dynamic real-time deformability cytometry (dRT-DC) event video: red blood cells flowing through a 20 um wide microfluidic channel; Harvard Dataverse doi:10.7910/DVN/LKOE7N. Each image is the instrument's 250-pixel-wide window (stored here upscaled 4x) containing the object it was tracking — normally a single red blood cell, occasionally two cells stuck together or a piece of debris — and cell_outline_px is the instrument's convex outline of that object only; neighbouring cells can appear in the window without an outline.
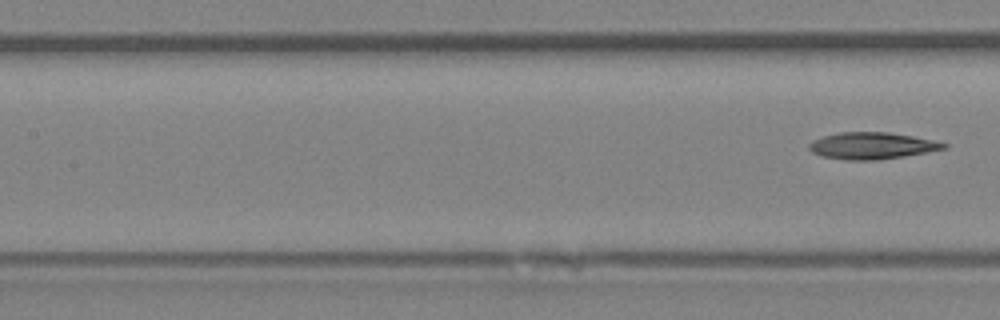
{"species": "Egyptian fruit bat (a non-hibernating species)", "species_latin": "Rousettus aegyptiacus", "temperature_condition": "room temperature", "stored_images_in_passage": 6, "segment_of_instrument_passage": [2, 2], "camera_frame_rate_fps": 3000, "um_per_image_px": 0.085, "animal": {"sex": "female"}, "frame": {"image": 1, "passage_image": 6, "time_ms": 6.667, "image_size_px": [1000, 320], "cell_outline_px": [[948, 148], [904, 156], [876, 160], [844, 160], [820, 156], [812, 152], [808, 148], [808, 144], [812, 140], [824, 136], [840, 132], [888, 132], [912, 136], [932, 140], [948, 144]], "centroid_in_image_um": [74.07, 12.39], "position_along_channel_um": 133.3, "area_um2": 20.98}}